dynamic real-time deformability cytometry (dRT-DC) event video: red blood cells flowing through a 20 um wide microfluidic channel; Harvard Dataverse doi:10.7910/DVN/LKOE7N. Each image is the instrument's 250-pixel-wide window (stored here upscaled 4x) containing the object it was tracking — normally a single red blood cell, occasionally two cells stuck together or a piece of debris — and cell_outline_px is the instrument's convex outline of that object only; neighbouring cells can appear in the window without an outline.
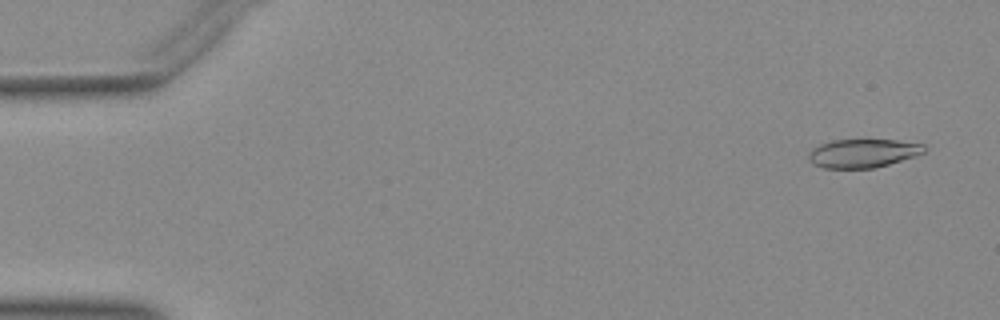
{"species": "Egyptian fruit bat (a non-hibernating species)", "species_latin": "Rousettus aegyptiacus", "temperature_condition": "warm", "stored_images_in_passage": 52, "camera_frame_rate_fps": 3000, "um_per_image_px": 0.085, "animal": {"sex": "female"}, "frame": {"image": 1, "passage_image": 3, "time_ms": 0.667, "image_size_px": [1000, 320], "cell_outline_px": [[924, 152], [876, 168], [824, 168], [812, 164], [808, 156], [808, 152], [812, 148], [820, 144], [832, 140], [896, 140], [924, 144]], "centroid_in_image_um": [73.28, 13.02], "position_along_channel_um": 11.7, "area_um2": 19.07}}
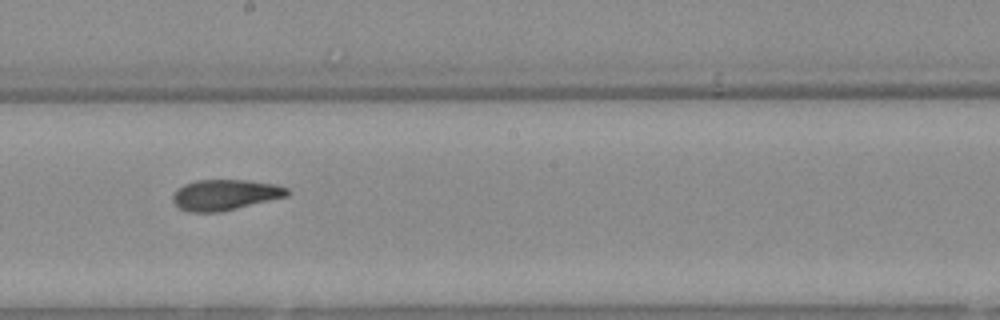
{"frame": {"image": 2, "passage_image": 29, "time_ms": 9.333, "image_size_px": [1000, 320], "cell_outline_px": [[292, 192], [288, 196], [220, 212], [188, 212], [180, 208], [172, 200], [172, 196], [184, 184], [196, 180], [244, 180], [276, 184], [288, 188]], "centroid_in_image_um": [19.17, 16.56], "position_along_channel_um": 229.0, "area_um2": 20.4}}
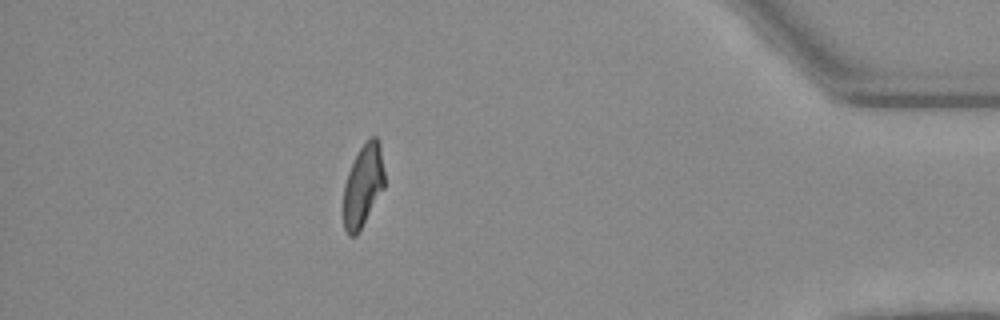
{"frame": {"image": 3, "passage_image": 46, "time_ms": 15.0, "image_size_px": [1000, 320], "cell_outline_px": [[384, 188], [356, 236], [348, 236], [344, 228], [344, 184], [348, 172], [360, 148], [372, 136], [376, 136], [380, 144], [384, 172]], "centroid_in_image_um": [30.86, 15.79], "position_along_channel_um": 404.3, "area_um2": 19.36}}